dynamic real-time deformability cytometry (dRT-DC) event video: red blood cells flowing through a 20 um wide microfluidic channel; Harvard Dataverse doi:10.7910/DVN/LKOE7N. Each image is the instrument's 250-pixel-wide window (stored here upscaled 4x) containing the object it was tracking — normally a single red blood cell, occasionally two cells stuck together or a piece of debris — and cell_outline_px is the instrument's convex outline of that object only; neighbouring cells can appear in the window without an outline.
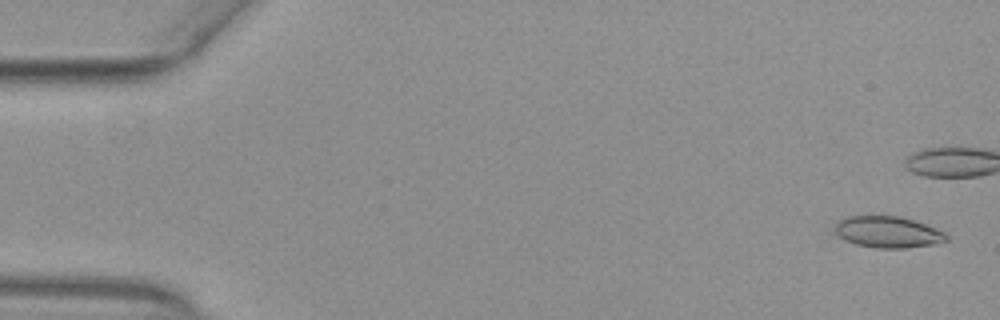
{"species": "common noctule bat (a hibernating species)", "species_latin": "Nyctalus noctula", "temperature_condition": "warm", "stored_images_in_passage": 42, "camera_frame_rate_fps": 3000, "um_per_image_px": 0.085, "animal": {"sex": "female", "body_mass_g": 29.2, "forearm_length_mm": 56.3}, "frame": {"image": 1, "passage_image": 2, "time_ms": 0.333, "image_size_px": [1000, 320], "cell_outline_px": [[948, 240], [932, 244], [904, 248], [876, 248], [856, 244], [844, 240], [832, 232], [832, 228], [836, 220], [848, 216], [900, 216], [936, 228], [944, 232], [948, 236]], "centroid_in_image_um": [75.38, 19.72], "position_along_channel_um": 9.6, "area_um2": 20.58}}
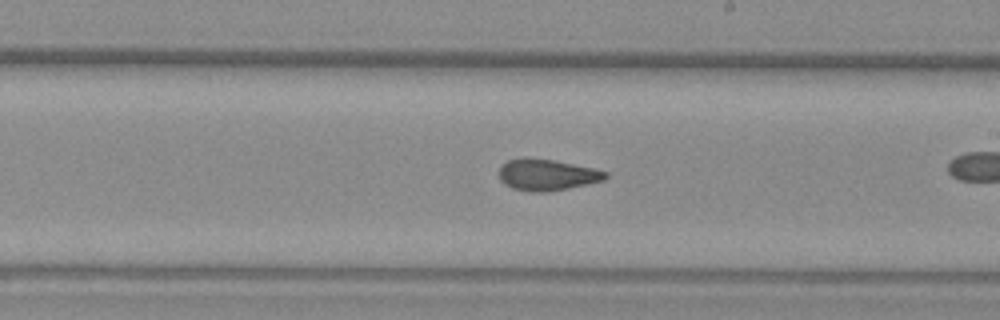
{"frame": {"image": 2, "passage_image": 31, "time_ms": 10.0, "image_size_px": [1000, 320], "cell_outline_px": [[608, 176], [604, 180], [588, 184], [548, 192], [532, 192], [512, 188], [504, 184], [500, 180], [500, 168], [508, 160], [552, 160], [592, 168], [608, 172]], "centroid_in_image_um": [46.53, 14.9], "position_along_channel_um": 242.5, "area_um2": 18.79}}
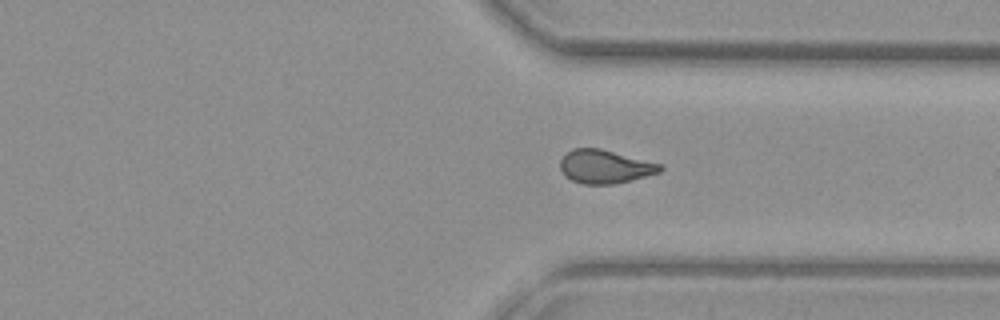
{"frame": {"image": 3, "passage_image": 40, "time_ms": 13.0, "image_size_px": [1000, 320], "cell_outline_px": [[664, 168], [660, 172], [612, 184], [584, 184], [572, 180], [564, 176], [560, 168], [560, 160], [572, 148], [600, 148], [664, 164]], "centroid_in_image_um": [51.43, 14.15], "position_along_channel_um": 360.0, "area_um2": 19.48}}